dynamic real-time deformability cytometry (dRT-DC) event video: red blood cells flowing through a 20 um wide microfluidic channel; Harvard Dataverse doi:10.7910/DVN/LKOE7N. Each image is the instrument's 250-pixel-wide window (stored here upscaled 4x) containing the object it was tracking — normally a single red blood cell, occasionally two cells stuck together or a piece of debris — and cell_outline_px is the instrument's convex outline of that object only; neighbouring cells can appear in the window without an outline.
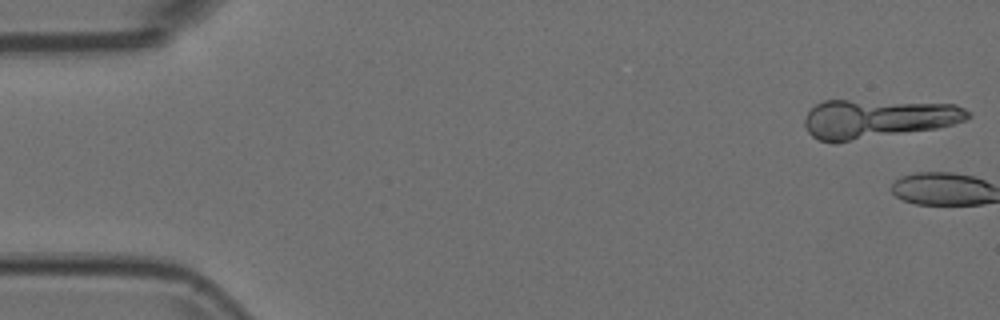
{"species": "Egyptian fruit bat (a non-hibernating species)", "species_latin": "Rousettus aegyptiacus", "temperature_condition": "room temperature", "stored_images_in_passage": 2, "camera_frame_rate_fps": 3000, "um_per_image_px": 0.085, "animal": {"sex": "female"}, "frame": {"image": 1, "passage_image": 1, "time_ms": 0.0, "image_size_px": [1000, 320], "cell_outline_px": [[972, 116], [964, 120], [952, 124], [936, 128], [848, 140], [820, 140], [812, 136], [808, 132], [804, 124], [804, 120], [808, 112], [816, 104], [824, 100], [848, 100], [956, 104], [972, 112]], "centroid_in_image_um": [74.63, 10.05], "position_along_channel_um": 10.4, "area_um2": 36.13}}